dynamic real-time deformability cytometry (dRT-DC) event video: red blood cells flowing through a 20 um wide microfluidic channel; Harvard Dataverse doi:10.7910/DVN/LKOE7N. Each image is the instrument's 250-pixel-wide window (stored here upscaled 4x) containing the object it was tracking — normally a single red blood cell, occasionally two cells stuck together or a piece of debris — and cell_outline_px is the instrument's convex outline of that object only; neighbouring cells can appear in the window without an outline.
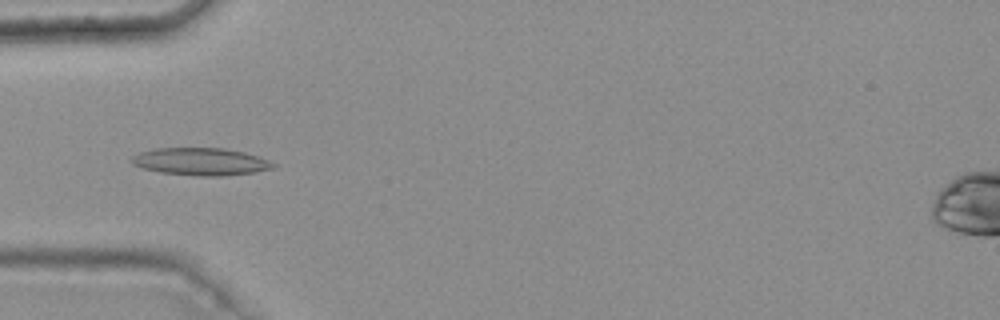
{"species": "common noctule bat (a hibernating species)", "species_latin": "Nyctalus noctula", "temperature_condition": "warm", "stored_images_in_passage": 8, "camera_frame_rate_fps": 3000, "um_per_image_px": 0.085, "animal": {"sex": "female", "body_mass_g": 25.1}, "frame": {"image": 1, "passage_image": 5, "time_ms": 1.333, "image_size_px": [1000, 320], "cell_outline_px": [[276, 168], [252, 172], [224, 176], [196, 176], [160, 172], [144, 168], [132, 164], [132, 156], [140, 152], [156, 148], [224, 148], [244, 152], [260, 156], [276, 164]], "centroid_in_image_um": [17.1, 13.73], "position_along_channel_um": 67.9, "area_um2": 22.66}}
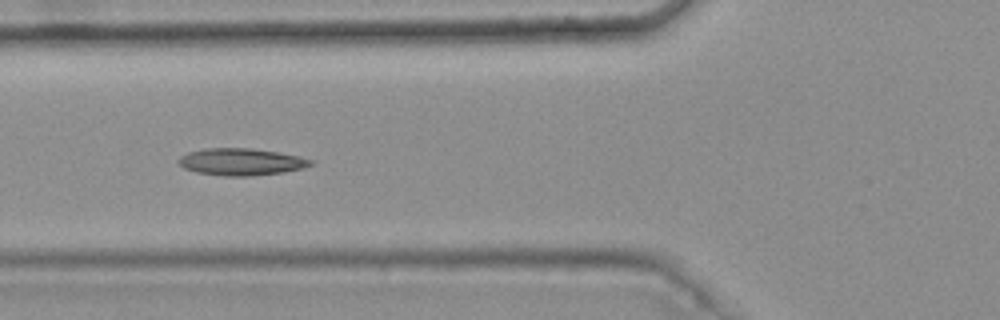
{"frame": {"image": 2, "passage_image": 6, "time_ms": 1.667, "image_size_px": [1000, 320], "cell_outline_px": [[316, 160], [312, 164], [304, 168], [284, 172], [252, 176], [224, 176], [196, 172], [184, 168], [176, 160], [180, 156], [188, 152], [204, 148], [252, 148], [300, 156]], "centroid_in_image_um": [20.51, 13.75], "position_along_channel_um": 105.3, "area_um2": 20.98}}
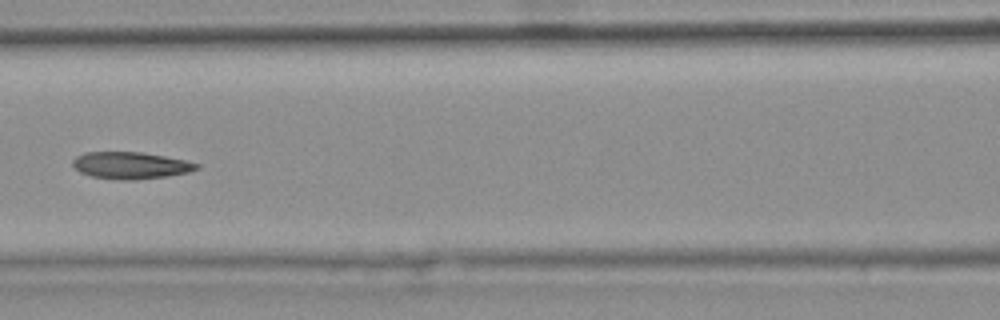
{"frame": {"image": 3, "passage_image": 7, "time_ms": 2.0, "image_size_px": [1000, 320], "cell_outline_px": [[200, 168], [188, 172], [168, 176], [136, 180], [120, 180], [92, 176], [80, 172], [72, 164], [72, 160], [76, 156], [84, 152], [140, 152], [164, 156], [184, 160], [200, 164]], "centroid_in_image_um": [11.1, 14.06], "position_along_channel_um": 155.5, "area_um2": 19.42}}